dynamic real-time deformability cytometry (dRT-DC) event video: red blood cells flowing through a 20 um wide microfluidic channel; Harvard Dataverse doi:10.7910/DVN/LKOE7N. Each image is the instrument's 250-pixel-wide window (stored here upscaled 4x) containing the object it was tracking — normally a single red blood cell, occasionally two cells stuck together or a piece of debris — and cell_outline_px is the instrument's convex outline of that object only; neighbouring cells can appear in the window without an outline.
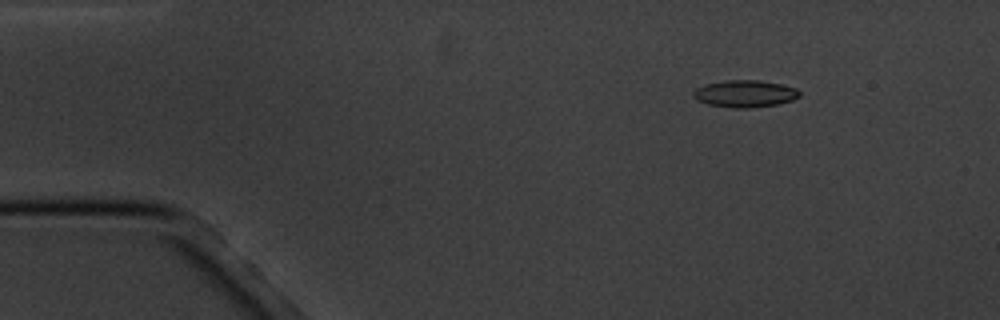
{"species": "common noctule bat (a hibernating species)", "species_latin": "Nyctalus noctula", "temperature_condition": "cold", "stored_images_in_passage": 5, "camera_frame_rate_fps": 3000, "um_per_image_px": 0.085, "animal": {"sex": "male", "body_mass_g": 20.1, "forearm_length_mm": 53.5}, "frame": {"image": 1, "passage_image": 2, "time_ms": 1.333, "image_size_px": [1000, 320], "cell_outline_px": [[800, 96], [792, 100], [776, 104], [748, 108], [736, 108], [708, 104], [696, 100], [692, 96], [692, 92], [696, 88], [704, 84], [724, 80], [760, 80], [780, 84], [796, 88], [800, 92]], "centroid_in_image_um": [63.28, 7.95], "position_along_channel_um": 21.7, "area_um2": 16.76}}